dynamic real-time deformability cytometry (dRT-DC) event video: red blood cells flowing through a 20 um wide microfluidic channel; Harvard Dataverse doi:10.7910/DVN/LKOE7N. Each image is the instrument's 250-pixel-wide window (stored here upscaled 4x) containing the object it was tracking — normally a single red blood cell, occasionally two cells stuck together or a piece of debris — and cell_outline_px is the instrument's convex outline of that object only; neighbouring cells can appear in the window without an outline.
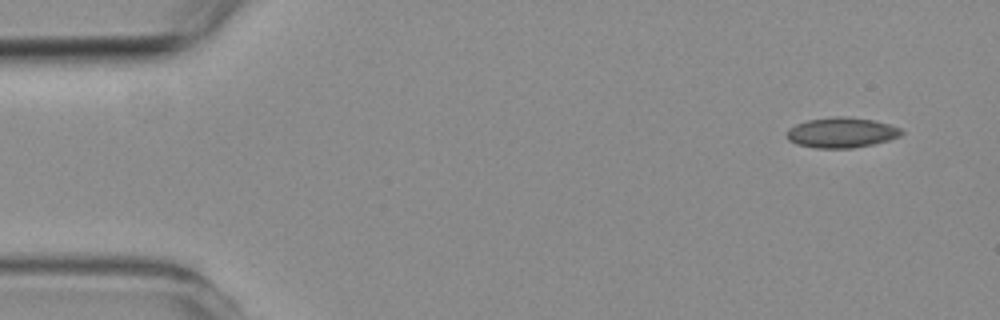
{"species": "common noctule bat (a hibernating species)", "species_latin": "Nyctalus noctula", "temperature_condition": "room temperature", "stored_images_in_passage": 6, "camera_frame_rate_fps": 3000, "um_per_image_px": 0.085, "animal": {"sex": "female", "body_mass_g": 19.3, "forearm_length_mm": 54.1}, "frame": {"image": 1, "passage_image": 1, "time_ms": 0.0, "image_size_px": [1000, 320], "cell_outline_px": [[904, 132], [900, 136], [888, 140], [872, 144], [852, 148], [816, 148], [796, 144], [788, 140], [784, 136], [788, 128], [796, 124], [808, 120], [836, 116], [848, 116], [872, 120], [888, 124], [900, 128]], "centroid_in_image_um": [71.48, 11.27], "position_along_channel_um": 13.5, "area_um2": 20.29}}
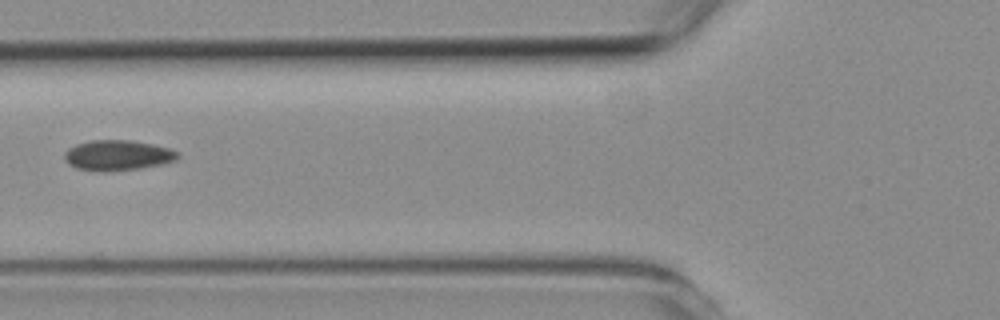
{"frame": {"image": 2, "passage_image": 5, "time_ms": 5.333, "image_size_px": [1000, 320], "cell_outline_px": [[180, 156], [176, 160], [164, 164], [144, 168], [108, 172], [104, 172], [76, 168], [68, 164], [64, 160], [64, 152], [68, 148], [76, 144], [92, 140], [128, 140], [152, 144], [168, 148], [180, 152]], "centroid_in_image_um": [10.01, 13.21], "position_along_channel_um": 115.8, "area_um2": 20.35}}
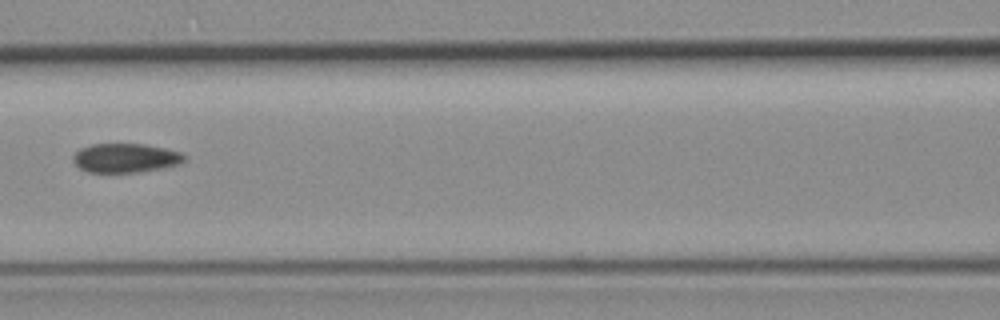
{"frame": {"image": 3, "passage_image": 6, "time_ms": 6.333, "image_size_px": [1000, 320], "cell_outline_px": [[188, 156], [180, 164], [164, 168], [140, 172], [88, 172], [80, 168], [72, 160], [72, 156], [80, 148], [92, 144], [144, 144], [164, 148], [180, 152]], "centroid_in_image_um": [10.68, 13.43], "position_along_channel_um": 155.9, "area_um2": 18.96}}